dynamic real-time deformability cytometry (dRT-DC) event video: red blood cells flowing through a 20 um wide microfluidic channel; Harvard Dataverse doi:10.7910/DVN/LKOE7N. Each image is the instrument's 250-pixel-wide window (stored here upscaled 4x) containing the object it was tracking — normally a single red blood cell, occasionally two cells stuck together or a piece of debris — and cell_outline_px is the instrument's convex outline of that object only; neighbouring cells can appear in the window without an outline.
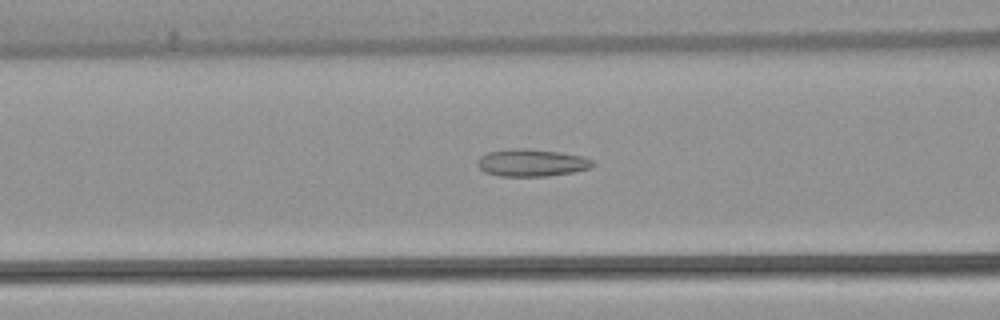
{"species": "common noctule bat (a hibernating species)", "species_latin": "Nyctalus noctula", "temperature_condition": "warm", "stored_images_in_passage": 48, "camera_frame_rate_fps": 3000, "um_per_image_px": 0.085, "animal": {"sex": "female", "body_mass_g": 22.7, "forearm_length_mm": 54.2}, "frame": {"image": 1, "passage_image": 22, "time_ms": 7.0, "image_size_px": [1000, 320], "cell_outline_px": [[596, 164], [592, 168], [576, 172], [548, 176], [500, 176], [484, 172], [476, 164], [480, 156], [488, 152], [516, 148], [528, 148], [560, 152], [584, 156], [592, 160]], "centroid_in_image_um": [45.24, 13.83], "position_along_channel_um": 121.4, "area_um2": 18.61}}
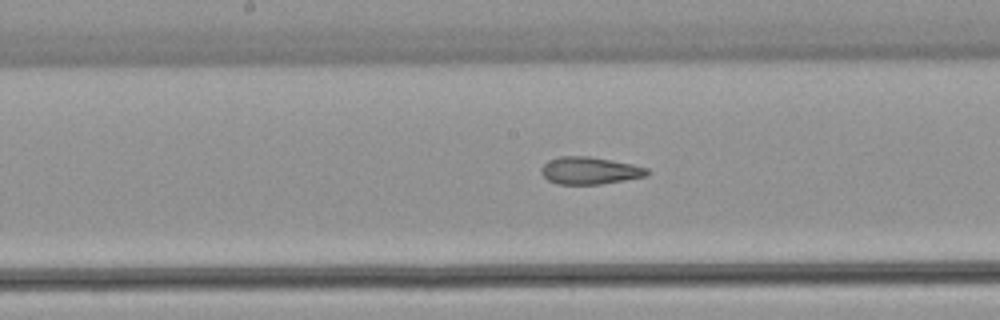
{"frame": {"image": 2, "passage_image": 28, "time_ms": 9.0, "image_size_px": [1000, 320], "cell_outline_px": [[652, 172], [648, 176], [600, 184], [556, 184], [548, 180], [540, 172], [540, 168], [548, 160], [560, 156], [588, 156], [632, 164], [648, 168]], "centroid_in_image_um": [50.14, 14.5], "position_along_channel_um": 198.1, "area_um2": 16.94}}
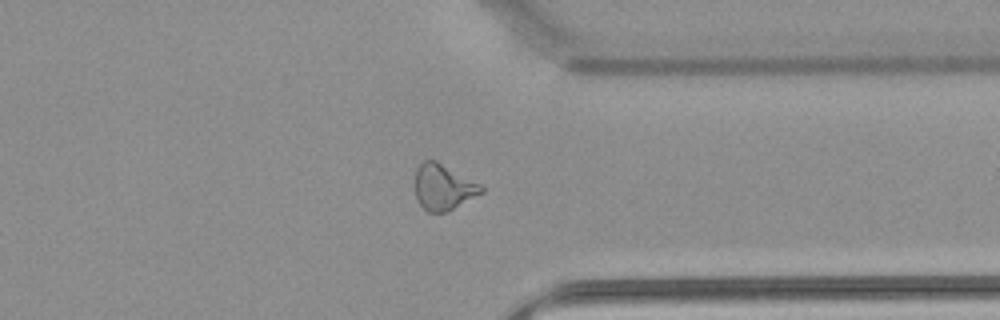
{"frame": {"image": 3, "passage_image": 42, "time_ms": 13.667, "image_size_px": [1000, 320], "cell_outline_px": [[484, 192], [448, 212], [428, 212], [420, 204], [416, 196], [416, 168], [424, 160], [436, 160], [484, 184]], "centroid_in_image_um": [37.74, 15.89], "position_along_channel_um": 373.7, "area_um2": 17.98}, "authors_computed_cell_mechanics": {"area_um2": 18.5538, "velocity_mm_per_s": 3.8354, "shape_relaxation_time_tau1_ms": null, "shape_relaxation_time_tau2_ms": 1.664, "deformation_change_tau1": null, "deformation_change_tau2": 0.0904}}